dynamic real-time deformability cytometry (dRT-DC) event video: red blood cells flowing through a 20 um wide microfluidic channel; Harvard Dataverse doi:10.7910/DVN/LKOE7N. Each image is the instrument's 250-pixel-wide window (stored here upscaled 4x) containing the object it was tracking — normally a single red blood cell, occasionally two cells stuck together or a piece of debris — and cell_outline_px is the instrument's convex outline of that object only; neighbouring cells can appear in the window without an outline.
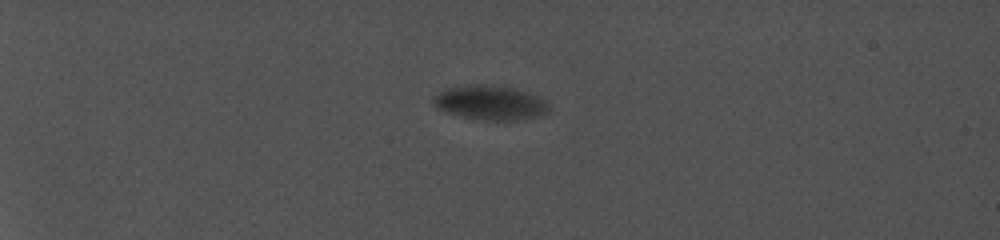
{"species": "common noctule bat (a hibernating species)", "species_latin": "Nyctalus noctula", "temperature_condition": "cold", "stored_images_in_passage": 11, "camera_frame_rate_fps": 5000, "um_per_image_px": 0.085, "animal": {"sex": "female", "body_mass_g": 19.0, "forearm_length_mm": 56.7}, "frame": {"image": 1, "passage_image": 5, "time_ms": 3.8, "image_size_px": [1000, 240], "cell_outline_px": [[548, 112], [540, 116], [512, 120], [484, 120], [460, 116], [444, 112], [436, 108], [432, 100], [444, 88], [472, 84], [484, 84], [512, 88], [536, 96], [544, 100], [548, 104]], "centroid_in_image_um": [41.61, 8.73], "position_along_channel_um": 43.4, "area_um2": 22.95}}
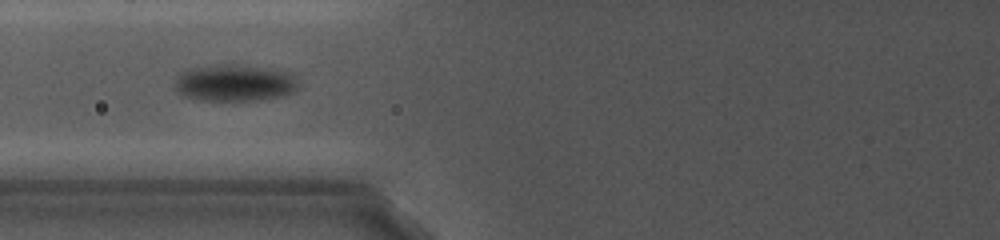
{"frame": {"image": 2, "passage_image": 10, "time_ms": 8.2, "image_size_px": [1000, 240], "cell_outline_px": [[300, 88], [292, 92], [280, 96], [260, 100], [200, 100], [184, 96], [176, 92], [176, 76], [180, 72], [188, 68], [212, 64], [236, 64], [268, 68], [288, 72], [300, 84]], "centroid_in_image_um": [19.91, 7.03], "position_along_channel_um": 105.9, "area_um2": 26.76}}